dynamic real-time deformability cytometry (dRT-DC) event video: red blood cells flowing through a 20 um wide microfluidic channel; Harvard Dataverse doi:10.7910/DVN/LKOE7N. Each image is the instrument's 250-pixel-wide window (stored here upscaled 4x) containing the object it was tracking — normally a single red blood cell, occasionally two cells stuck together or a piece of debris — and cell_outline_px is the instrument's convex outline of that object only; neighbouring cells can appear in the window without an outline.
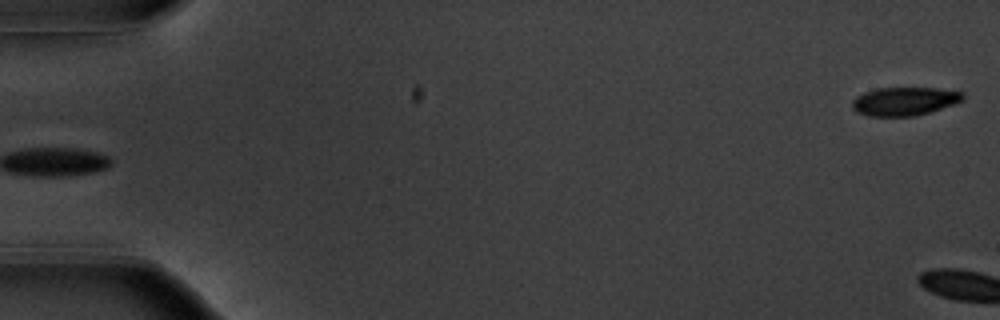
{"species": "common noctule bat (a hibernating species)", "species_latin": "Nyctalus noctula", "temperature_condition": "warm", "stored_images_in_passage": 4, "camera_frame_rate_fps": 3000, "um_per_image_px": 0.085, "animal": {"sex": "male", "body_mass_g": 20.1, "forearm_length_mm": 53.5}, "frame": {"image": 1, "passage_image": 1, "time_ms": 0.0, "image_size_px": [1000, 320], "cell_outline_px": [[964, 100], [932, 112], [916, 116], [868, 116], [856, 112], [852, 108], [852, 100], [856, 96], [864, 92], [876, 88], [936, 88], [964, 92]], "centroid_in_image_um": [76.88, 8.61], "position_along_channel_um": 8.1, "area_um2": 18.55}}